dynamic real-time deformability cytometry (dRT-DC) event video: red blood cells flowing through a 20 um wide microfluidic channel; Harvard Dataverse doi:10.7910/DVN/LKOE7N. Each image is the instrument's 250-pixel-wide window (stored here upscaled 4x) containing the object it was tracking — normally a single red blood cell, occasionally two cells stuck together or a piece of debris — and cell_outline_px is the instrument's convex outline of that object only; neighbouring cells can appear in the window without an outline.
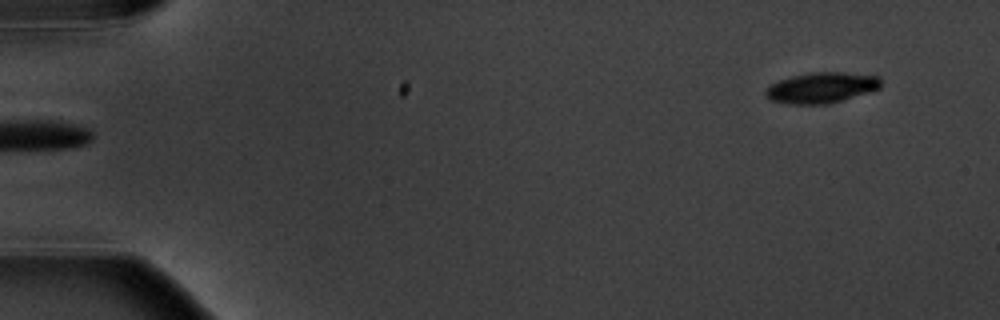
{"species": "common noctule bat (a hibernating species)", "species_latin": "Nyctalus noctula", "temperature_condition": "warm", "stored_images_in_passage": 6, "segment_of_instrument_passage": [2, 2], "camera_frame_rate_fps": 3000, "um_per_image_px": 0.085, "animal": {"sex": "male", "body_mass_g": 20.1, "forearm_length_mm": 53.5}, "frame": {"image": 1, "passage_image": 6, "time_ms": 6.667, "image_size_px": [1000, 320], "cell_outline_px": [[880, 88], [872, 92], [828, 104], [788, 104], [772, 100], [764, 96], [764, 92], [772, 84], [780, 80], [792, 76], [808, 72], [844, 72], [880, 76]], "centroid_in_image_um": [69.85, 7.45], "position_along_channel_um": 15.1, "area_um2": 20.75}}